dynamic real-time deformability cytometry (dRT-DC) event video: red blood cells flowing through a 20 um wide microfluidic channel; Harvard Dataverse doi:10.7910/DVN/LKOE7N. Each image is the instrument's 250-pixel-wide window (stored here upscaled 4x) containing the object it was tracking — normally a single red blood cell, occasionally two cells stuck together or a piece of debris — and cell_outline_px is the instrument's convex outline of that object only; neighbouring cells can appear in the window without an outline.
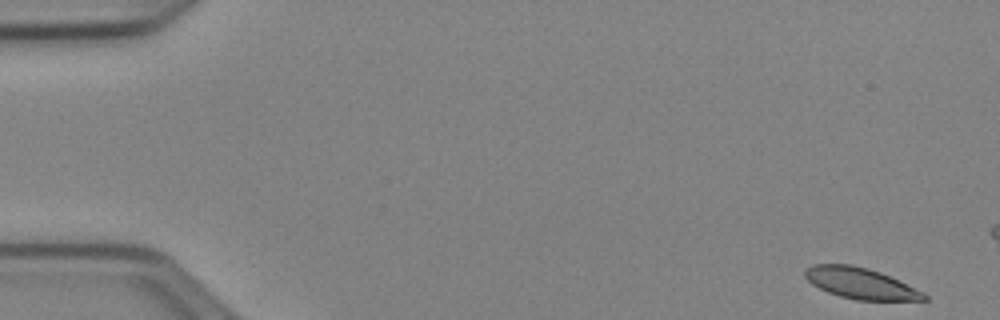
{"species": "Egyptian fruit bat (a non-hibernating species)", "species_latin": "Rousettus aegyptiacus", "temperature_condition": "cold", "stored_images_in_passage": 11, "camera_frame_rate_fps": 3000, "um_per_image_px": 0.085, "animal": {"sex": "female"}, "frame": {"image": 1, "passage_image": 1, "time_ms": 0.0, "image_size_px": [1000, 320], "cell_outline_px": [[928, 300], [856, 300], [840, 296], [828, 292], [812, 284], [804, 276], [804, 272], [812, 264], [852, 264], [868, 268], [880, 272], [924, 292], [928, 296]], "centroid_in_image_um": [73.14, 24.08], "position_along_channel_um": 11.9, "area_um2": 21.39}}